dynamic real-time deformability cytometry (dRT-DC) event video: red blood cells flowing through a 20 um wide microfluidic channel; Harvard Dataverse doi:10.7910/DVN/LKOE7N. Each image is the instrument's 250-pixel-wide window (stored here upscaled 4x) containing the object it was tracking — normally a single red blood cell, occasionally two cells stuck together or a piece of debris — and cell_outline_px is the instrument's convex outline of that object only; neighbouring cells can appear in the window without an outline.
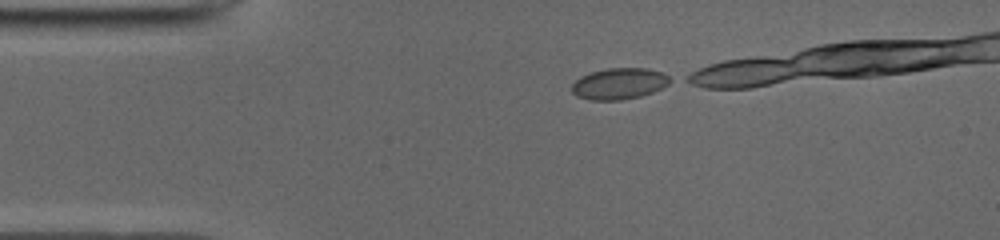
{"species": "common noctule bat (a hibernating species)", "species_latin": "Nyctalus noctula", "temperature_condition": "cold", "stored_images_in_passage": 10, "camera_frame_rate_fps": 3000, "um_per_image_px": 0.085, "animal": {"sex": "male", "body_mass_g": 19.0, "forearm_length_mm": 50.8}, "frame": {"image": 1, "passage_image": 1, "time_ms": 0.0, "image_size_px": [1000, 240], "cell_outline_px": [[676, 80], [652, 92], [640, 96], [620, 100], [592, 100], [576, 96], [572, 92], [572, 84], [580, 76], [592, 72], [608, 68], [648, 68], [664, 72], [672, 76]], "centroid_in_image_um": [52.69, 7.1], "position_along_channel_um": 32.3, "area_um2": 18.09}}
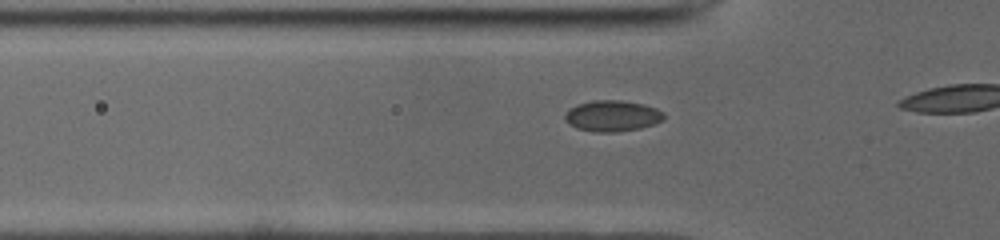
{"frame": {"image": 2, "passage_image": 7, "time_ms": 2.0, "image_size_px": [1000, 240], "cell_outline_px": [[664, 120], [640, 128], [616, 132], [592, 132], [576, 128], [568, 124], [564, 120], [564, 116], [572, 108], [580, 104], [592, 100], [620, 100], [644, 104], [656, 108], [664, 112]], "centroid_in_image_um": [52.06, 9.86], "position_along_channel_um": 73.7, "area_um2": 17.86}}